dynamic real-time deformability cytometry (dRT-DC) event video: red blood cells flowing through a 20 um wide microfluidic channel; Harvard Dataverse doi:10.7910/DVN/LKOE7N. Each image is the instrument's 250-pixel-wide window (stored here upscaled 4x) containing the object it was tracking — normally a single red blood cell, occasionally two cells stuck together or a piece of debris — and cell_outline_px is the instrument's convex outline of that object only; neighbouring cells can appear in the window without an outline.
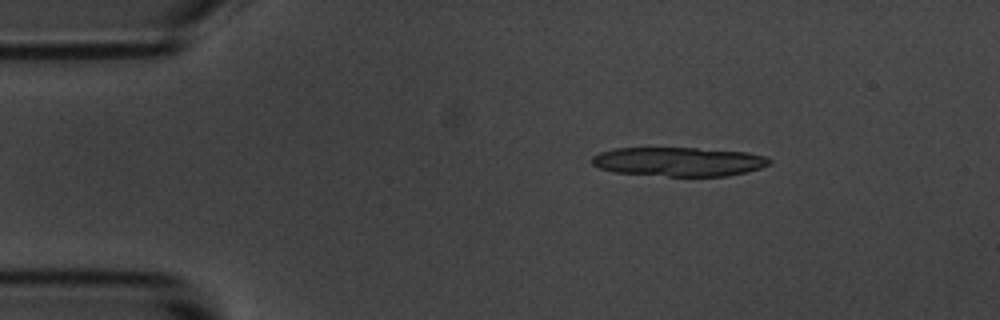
{"species": "common noctule bat (a hibernating species)", "species_latin": "Nyctalus noctula", "temperature_condition": "room temperature", "stored_images_in_passage": 4, "segment_of_instrument_passage": [1, 2], "camera_frame_rate_fps": 3000, "um_per_image_px": 0.085, "animal": {"sex": "male", "body_mass_g": 20.1, "forearm_length_mm": 53.5}, "frame": {"image": 1, "passage_image": 1, "time_ms": 0.0, "image_size_px": [1000, 320], "cell_outline_px": [[772, 160], [768, 164], [760, 168], [728, 176], [668, 176], [616, 172], [600, 168], [592, 164], [592, 156], [600, 152], [616, 148], [696, 148], [748, 152], [764, 156]], "centroid_in_image_um": [57.69, 13.74], "position_along_channel_um": 27.3, "area_um2": 29.88}}